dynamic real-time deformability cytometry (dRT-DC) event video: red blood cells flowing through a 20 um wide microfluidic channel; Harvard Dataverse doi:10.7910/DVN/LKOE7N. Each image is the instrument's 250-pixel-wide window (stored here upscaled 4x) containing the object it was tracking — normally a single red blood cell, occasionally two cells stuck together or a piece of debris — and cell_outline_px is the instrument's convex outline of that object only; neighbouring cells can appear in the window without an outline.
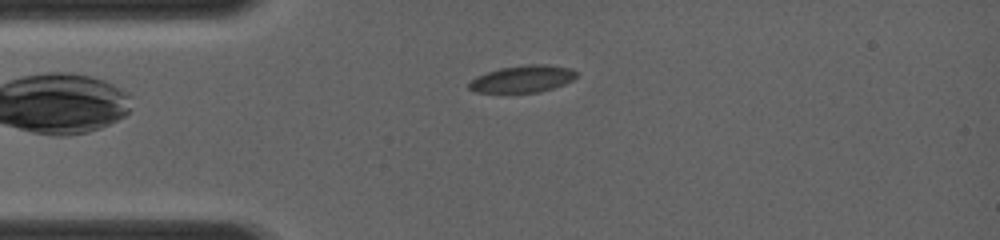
{"species": "common noctule bat (a hibernating species)", "species_latin": "Nyctalus noctula", "temperature_condition": "room temperature", "stored_images_in_passage": 20, "camera_frame_rate_fps": 4000, "um_per_image_px": 0.085, "animal": {"sex": "female", "body_mass_g": 19.0, "forearm_length_mm": 56.7}, "frame": {"image": 1, "passage_image": 3, "time_ms": 0.75, "image_size_px": [1000, 240], "cell_outline_px": [[576, 76], [572, 80], [564, 84], [552, 88], [536, 92], [476, 92], [468, 88], [468, 84], [476, 76], [500, 68], [528, 64], [548, 64], [572, 68], [576, 72]], "centroid_in_image_um": [44.43, 6.69], "position_along_channel_um": 40.6, "area_um2": 16.76}}
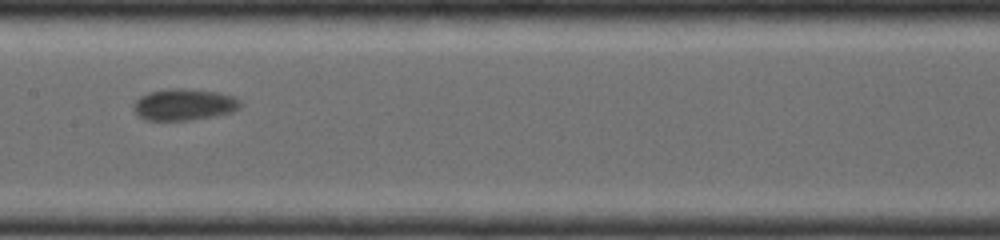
{"frame": {"image": 2, "passage_image": 13, "time_ms": 4.5, "image_size_px": [1000, 240], "cell_outline_px": [[244, 104], [240, 108], [232, 112], [216, 116], [188, 120], [144, 120], [132, 108], [132, 104], [140, 96], [148, 92], [172, 88], [184, 88], [220, 92], [236, 96]], "centroid_in_image_um": [15.69, 8.88], "position_along_channel_um": 191.7, "area_um2": 20.0}}
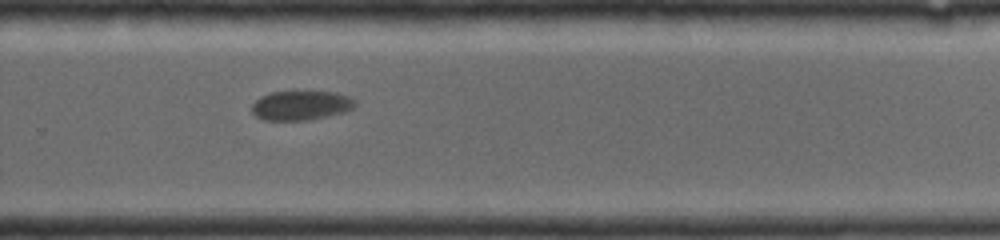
{"frame": {"image": 3, "passage_image": 20, "time_ms": 7.0, "image_size_px": [1000, 240], "cell_outline_px": [[356, 104], [348, 112], [308, 120], [264, 120], [256, 116], [252, 112], [252, 104], [260, 96], [268, 92], [336, 92], [348, 96], [356, 100]], "centroid_in_image_um": [25.59, 8.96], "position_along_channel_um": 304.2, "area_um2": 17.8}}